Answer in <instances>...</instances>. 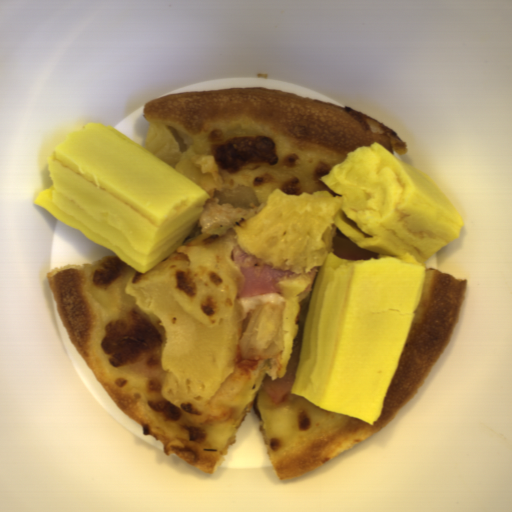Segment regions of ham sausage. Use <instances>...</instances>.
Wrapping results in <instances>:
<instances>
[{
	"label": "ham sausage",
	"instance_id": "ham-sausage-1",
	"mask_svg": "<svg viewBox=\"0 0 512 512\" xmlns=\"http://www.w3.org/2000/svg\"><path fill=\"white\" fill-rule=\"evenodd\" d=\"M231 254L242 277V286L237 292L240 299L281 293V281L292 273L254 258L238 243L232 247Z\"/></svg>",
	"mask_w": 512,
	"mask_h": 512
},
{
	"label": "ham sausage",
	"instance_id": "ham-sausage-2",
	"mask_svg": "<svg viewBox=\"0 0 512 512\" xmlns=\"http://www.w3.org/2000/svg\"><path fill=\"white\" fill-rule=\"evenodd\" d=\"M293 383L288 378L273 379L267 375L262 378L261 387L272 401L281 404L292 394Z\"/></svg>",
	"mask_w": 512,
	"mask_h": 512
}]
</instances>
